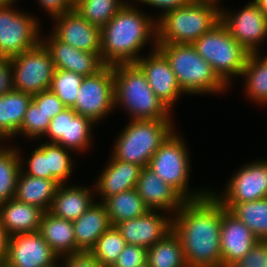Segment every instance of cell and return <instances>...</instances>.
<instances>
[{
	"label": "cell",
	"mask_w": 267,
	"mask_h": 267,
	"mask_svg": "<svg viewBox=\"0 0 267 267\" xmlns=\"http://www.w3.org/2000/svg\"><path fill=\"white\" fill-rule=\"evenodd\" d=\"M172 230L180 239L188 267H221L222 205L209 191L186 200L173 214Z\"/></svg>",
	"instance_id": "6da1fadb"
},
{
	"label": "cell",
	"mask_w": 267,
	"mask_h": 267,
	"mask_svg": "<svg viewBox=\"0 0 267 267\" xmlns=\"http://www.w3.org/2000/svg\"><path fill=\"white\" fill-rule=\"evenodd\" d=\"M140 12L126 3L101 29L100 56L105 65L136 63L149 38L157 44V21Z\"/></svg>",
	"instance_id": "7a4b0ae2"
},
{
	"label": "cell",
	"mask_w": 267,
	"mask_h": 267,
	"mask_svg": "<svg viewBox=\"0 0 267 267\" xmlns=\"http://www.w3.org/2000/svg\"><path fill=\"white\" fill-rule=\"evenodd\" d=\"M218 0H193L157 20V43L193 44L221 20Z\"/></svg>",
	"instance_id": "3957f363"
},
{
	"label": "cell",
	"mask_w": 267,
	"mask_h": 267,
	"mask_svg": "<svg viewBox=\"0 0 267 267\" xmlns=\"http://www.w3.org/2000/svg\"><path fill=\"white\" fill-rule=\"evenodd\" d=\"M115 106H124L131 120L170 119L171 110L150 87L136 63L113 66Z\"/></svg>",
	"instance_id": "277c9868"
},
{
	"label": "cell",
	"mask_w": 267,
	"mask_h": 267,
	"mask_svg": "<svg viewBox=\"0 0 267 267\" xmlns=\"http://www.w3.org/2000/svg\"><path fill=\"white\" fill-rule=\"evenodd\" d=\"M157 48L168 59L184 94L222 93L228 87L192 44L157 43Z\"/></svg>",
	"instance_id": "5b68a950"
},
{
	"label": "cell",
	"mask_w": 267,
	"mask_h": 267,
	"mask_svg": "<svg viewBox=\"0 0 267 267\" xmlns=\"http://www.w3.org/2000/svg\"><path fill=\"white\" fill-rule=\"evenodd\" d=\"M172 119L131 120L114 144L112 156L123 162L148 167L150 159L175 131Z\"/></svg>",
	"instance_id": "8992f818"
},
{
	"label": "cell",
	"mask_w": 267,
	"mask_h": 267,
	"mask_svg": "<svg viewBox=\"0 0 267 267\" xmlns=\"http://www.w3.org/2000/svg\"><path fill=\"white\" fill-rule=\"evenodd\" d=\"M192 45L227 86L232 76H241L250 54L221 20Z\"/></svg>",
	"instance_id": "52a82bcc"
},
{
	"label": "cell",
	"mask_w": 267,
	"mask_h": 267,
	"mask_svg": "<svg viewBox=\"0 0 267 267\" xmlns=\"http://www.w3.org/2000/svg\"><path fill=\"white\" fill-rule=\"evenodd\" d=\"M172 132L150 159L148 168L174 188L185 200L204 197L209 191H191L189 187L190 159L184 140Z\"/></svg>",
	"instance_id": "ba28073f"
},
{
	"label": "cell",
	"mask_w": 267,
	"mask_h": 267,
	"mask_svg": "<svg viewBox=\"0 0 267 267\" xmlns=\"http://www.w3.org/2000/svg\"><path fill=\"white\" fill-rule=\"evenodd\" d=\"M10 60L14 90L34 95L50 89L55 67L41 41Z\"/></svg>",
	"instance_id": "9c48e42d"
},
{
	"label": "cell",
	"mask_w": 267,
	"mask_h": 267,
	"mask_svg": "<svg viewBox=\"0 0 267 267\" xmlns=\"http://www.w3.org/2000/svg\"><path fill=\"white\" fill-rule=\"evenodd\" d=\"M114 107L116 108L113 66L105 65L95 74L83 78L75 104L71 108L97 123Z\"/></svg>",
	"instance_id": "30bf717a"
},
{
	"label": "cell",
	"mask_w": 267,
	"mask_h": 267,
	"mask_svg": "<svg viewBox=\"0 0 267 267\" xmlns=\"http://www.w3.org/2000/svg\"><path fill=\"white\" fill-rule=\"evenodd\" d=\"M15 1L0 7V57L12 58L41 41L37 18L11 8Z\"/></svg>",
	"instance_id": "8fae6325"
},
{
	"label": "cell",
	"mask_w": 267,
	"mask_h": 267,
	"mask_svg": "<svg viewBox=\"0 0 267 267\" xmlns=\"http://www.w3.org/2000/svg\"><path fill=\"white\" fill-rule=\"evenodd\" d=\"M225 193V195H224ZM222 195L213 191L220 203H244L267 197V161L246 164L230 179Z\"/></svg>",
	"instance_id": "7c38bea8"
},
{
	"label": "cell",
	"mask_w": 267,
	"mask_h": 267,
	"mask_svg": "<svg viewBox=\"0 0 267 267\" xmlns=\"http://www.w3.org/2000/svg\"><path fill=\"white\" fill-rule=\"evenodd\" d=\"M222 9L221 21L235 41L249 53H259L258 46L267 37V17L259 7L251 1L233 15Z\"/></svg>",
	"instance_id": "4fadbf2b"
},
{
	"label": "cell",
	"mask_w": 267,
	"mask_h": 267,
	"mask_svg": "<svg viewBox=\"0 0 267 267\" xmlns=\"http://www.w3.org/2000/svg\"><path fill=\"white\" fill-rule=\"evenodd\" d=\"M95 123L88 117L77 114L72 108L66 107L50 121L45 137L48 143H55L70 151L84 152L91 140V126Z\"/></svg>",
	"instance_id": "5bb4252c"
},
{
	"label": "cell",
	"mask_w": 267,
	"mask_h": 267,
	"mask_svg": "<svg viewBox=\"0 0 267 267\" xmlns=\"http://www.w3.org/2000/svg\"><path fill=\"white\" fill-rule=\"evenodd\" d=\"M59 256L39 231L10 236L4 267H51Z\"/></svg>",
	"instance_id": "9a60e30c"
},
{
	"label": "cell",
	"mask_w": 267,
	"mask_h": 267,
	"mask_svg": "<svg viewBox=\"0 0 267 267\" xmlns=\"http://www.w3.org/2000/svg\"><path fill=\"white\" fill-rule=\"evenodd\" d=\"M150 55V56H149ZM148 57H141L136 64L145 73L147 81L156 96L171 110L184 92L166 56L154 44Z\"/></svg>",
	"instance_id": "2e32d148"
},
{
	"label": "cell",
	"mask_w": 267,
	"mask_h": 267,
	"mask_svg": "<svg viewBox=\"0 0 267 267\" xmlns=\"http://www.w3.org/2000/svg\"><path fill=\"white\" fill-rule=\"evenodd\" d=\"M53 35L74 48L91 53H100L101 29L90 24L74 8L54 18Z\"/></svg>",
	"instance_id": "e0dca14e"
},
{
	"label": "cell",
	"mask_w": 267,
	"mask_h": 267,
	"mask_svg": "<svg viewBox=\"0 0 267 267\" xmlns=\"http://www.w3.org/2000/svg\"><path fill=\"white\" fill-rule=\"evenodd\" d=\"M172 224L173 217L148 210L144 215L118 223L115 227L127 244L148 249L172 231Z\"/></svg>",
	"instance_id": "ac0fdd59"
},
{
	"label": "cell",
	"mask_w": 267,
	"mask_h": 267,
	"mask_svg": "<svg viewBox=\"0 0 267 267\" xmlns=\"http://www.w3.org/2000/svg\"><path fill=\"white\" fill-rule=\"evenodd\" d=\"M259 241L250 229L222 206L221 267H231Z\"/></svg>",
	"instance_id": "d6986e66"
},
{
	"label": "cell",
	"mask_w": 267,
	"mask_h": 267,
	"mask_svg": "<svg viewBox=\"0 0 267 267\" xmlns=\"http://www.w3.org/2000/svg\"><path fill=\"white\" fill-rule=\"evenodd\" d=\"M41 42L50 53L55 69L77 73L83 77L100 71L105 63L100 53H91L78 50L71 45L58 40L53 34Z\"/></svg>",
	"instance_id": "ffe728a7"
},
{
	"label": "cell",
	"mask_w": 267,
	"mask_h": 267,
	"mask_svg": "<svg viewBox=\"0 0 267 267\" xmlns=\"http://www.w3.org/2000/svg\"><path fill=\"white\" fill-rule=\"evenodd\" d=\"M136 190L149 210L176 213L186 201L174 188L160 179L148 167H143Z\"/></svg>",
	"instance_id": "44dd1931"
},
{
	"label": "cell",
	"mask_w": 267,
	"mask_h": 267,
	"mask_svg": "<svg viewBox=\"0 0 267 267\" xmlns=\"http://www.w3.org/2000/svg\"><path fill=\"white\" fill-rule=\"evenodd\" d=\"M111 226L106 207L102 202L95 201L80 218L73 221L75 254L90 252L98 238Z\"/></svg>",
	"instance_id": "7402d4cb"
},
{
	"label": "cell",
	"mask_w": 267,
	"mask_h": 267,
	"mask_svg": "<svg viewBox=\"0 0 267 267\" xmlns=\"http://www.w3.org/2000/svg\"><path fill=\"white\" fill-rule=\"evenodd\" d=\"M96 182V192L103 202L106 198L136 188L142 167L120 161L113 156Z\"/></svg>",
	"instance_id": "603a6c76"
},
{
	"label": "cell",
	"mask_w": 267,
	"mask_h": 267,
	"mask_svg": "<svg viewBox=\"0 0 267 267\" xmlns=\"http://www.w3.org/2000/svg\"><path fill=\"white\" fill-rule=\"evenodd\" d=\"M93 192L81 186L60 184L48 210L52 215L75 221L80 218L95 202Z\"/></svg>",
	"instance_id": "cb8c5ba5"
},
{
	"label": "cell",
	"mask_w": 267,
	"mask_h": 267,
	"mask_svg": "<svg viewBox=\"0 0 267 267\" xmlns=\"http://www.w3.org/2000/svg\"><path fill=\"white\" fill-rule=\"evenodd\" d=\"M42 214L40 208L15 198L0 203V222L9 236L39 231Z\"/></svg>",
	"instance_id": "d4e9b609"
},
{
	"label": "cell",
	"mask_w": 267,
	"mask_h": 267,
	"mask_svg": "<svg viewBox=\"0 0 267 267\" xmlns=\"http://www.w3.org/2000/svg\"><path fill=\"white\" fill-rule=\"evenodd\" d=\"M23 169L22 167L18 176L14 198L17 201L36 206L43 212L48 211L60 184L56 180L27 175Z\"/></svg>",
	"instance_id": "484cf974"
},
{
	"label": "cell",
	"mask_w": 267,
	"mask_h": 267,
	"mask_svg": "<svg viewBox=\"0 0 267 267\" xmlns=\"http://www.w3.org/2000/svg\"><path fill=\"white\" fill-rule=\"evenodd\" d=\"M39 232L59 258L75 254L73 221L56 217L46 211L42 214Z\"/></svg>",
	"instance_id": "4316f807"
},
{
	"label": "cell",
	"mask_w": 267,
	"mask_h": 267,
	"mask_svg": "<svg viewBox=\"0 0 267 267\" xmlns=\"http://www.w3.org/2000/svg\"><path fill=\"white\" fill-rule=\"evenodd\" d=\"M31 100V94L17 90L0 95V141L18 133Z\"/></svg>",
	"instance_id": "83f0119b"
},
{
	"label": "cell",
	"mask_w": 267,
	"mask_h": 267,
	"mask_svg": "<svg viewBox=\"0 0 267 267\" xmlns=\"http://www.w3.org/2000/svg\"><path fill=\"white\" fill-rule=\"evenodd\" d=\"M241 220L258 240L267 241V197L244 203H221Z\"/></svg>",
	"instance_id": "f1b7e54d"
},
{
	"label": "cell",
	"mask_w": 267,
	"mask_h": 267,
	"mask_svg": "<svg viewBox=\"0 0 267 267\" xmlns=\"http://www.w3.org/2000/svg\"><path fill=\"white\" fill-rule=\"evenodd\" d=\"M102 203L106 207L112 226L138 218L149 210L136 188L110 196Z\"/></svg>",
	"instance_id": "f546056e"
},
{
	"label": "cell",
	"mask_w": 267,
	"mask_h": 267,
	"mask_svg": "<svg viewBox=\"0 0 267 267\" xmlns=\"http://www.w3.org/2000/svg\"><path fill=\"white\" fill-rule=\"evenodd\" d=\"M147 267H188L180 239L173 230L147 249Z\"/></svg>",
	"instance_id": "4dcf8cb0"
},
{
	"label": "cell",
	"mask_w": 267,
	"mask_h": 267,
	"mask_svg": "<svg viewBox=\"0 0 267 267\" xmlns=\"http://www.w3.org/2000/svg\"><path fill=\"white\" fill-rule=\"evenodd\" d=\"M245 90L251 100L267 105V58L260 53H250L242 71Z\"/></svg>",
	"instance_id": "1f68e13d"
},
{
	"label": "cell",
	"mask_w": 267,
	"mask_h": 267,
	"mask_svg": "<svg viewBox=\"0 0 267 267\" xmlns=\"http://www.w3.org/2000/svg\"><path fill=\"white\" fill-rule=\"evenodd\" d=\"M2 146V147H1ZM0 146V203L13 199L16 192L18 176L22 170L18 148Z\"/></svg>",
	"instance_id": "d6a6232c"
},
{
	"label": "cell",
	"mask_w": 267,
	"mask_h": 267,
	"mask_svg": "<svg viewBox=\"0 0 267 267\" xmlns=\"http://www.w3.org/2000/svg\"><path fill=\"white\" fill-rule=\"evenodd\" d=\"M127 0H75L74 9L90 24L102 29Z\"/></svg>",
	"instance_id": "836d02e7"
},
{
	"label": "cell",
	"mask_w": 267,
	"mask_h": 267,
	"mask_svg": "<svg viewBox=\"0 0 267 267\" xmlns=\"http://www.w3.org/2000/svg\"><path fill=\"white\" fill-rule=\"evenodd\" d=\"M47 158L48 179L64 184L71 176L73 161L69 149L55 143H42L37 147Z\"/></svg>",
	"instance_id": "e575fe53"
},
{
	"label": "cell",
	"mask_w": 267,
	"mask_h": 267,
	"mask_svg": "<svg viewBox=\"0 0 267 267\" xmlns=\"http://www.w3.org/2000/svg\"><path fill=\"white\" fill-rule=\"evenodd\" d=\"M126 241L115 226H111L97 240L90 251L103 267H112L126 246Z\"/></svg>",
	"instance_id": "d590c367"
},
{
	"label": "cell",
	"mask_w": 267,
	"mask_h": 267,
	"mask_svg": "<svg viewBox=\"0 0 267 267\" xmlns=\"http://www.w3.org/2000/svg\"><path fill=\"white\" fill-rule=\"evenodd\" d=\"M83 78L74 72L55 69L50 90L66 107L71 108L75 104Z\"/></svg>",
	"instance_id": "8d00e7d4"
},
{
	"label": "cell",
	"mask_w": 267,
	"mask_h": 267,
	"mask_svg": "<svg viewBox=\"0 0 267 267\" xmlns=\"http://www.w3.org/2000/svg\"><path fill=\"white\" fill-rule=\"evenodd\" d=\"M51 119L42 111L37 104L31 100L27 111L25 113L23 122L19 131V133L28 136V138H36L42 137L45 135L48 126L50 124Z\"/></svg>",
	"instance_id": "74e56055"
},
{
	"label": "cell",
	"mask_w": 267,
	"mask_h": 267,
	"mask_svg": "<svg viewBox=\"0 0 267 267\" xmlns=\"http://www.w3.org/2000/svg\"><path fill=\"white\" fill-rule=\"evenodd\" d=\"M147 266V249L132 244H126L112 267H142Z\"/></svg>",
	"instance_id": "f35d334b"
},
{
	"label": "cell",
	"mask_w": 267,
	"mask_h": 267,
	"mask_svg": "<svg viewBox=\"0 0 267 267\" xmlns=\"http://www.w3.org/2000/svg\"><path fill=\"white\" fill-rule=\"evenodd\" d=\"M32 100L50 119L66 108L62 101L50 89L32 95Z\"/></svg>",
	"instance_id": "ab89813d"
},
{
	"label": "cell",
	"mask_w": 267,
	"mask_h": 267,
	"mask_svg": "<svg viewBox=\"0 0 267 267\" xmlns=\"http://www.w3.org/2000/svg\"><path fill=\"white\" fill-rule=\"evenodd\" d=\"M231 267H267V241H257L252 249Z\"/></svg>",
	"instance_id": "60d3db41"
},
{
	"label": "cell",
	"mask_w": 267,
	"mask_h": 267,
	"mask_svg": "<svg viewBox=\"0 0 267 267\" xmlns=\"http://www.w3.org/2000/svg\"><path fill=\"white\" fill-rule=\"evenodd\" d=\"M24 163L28 165L24 172L25 174L48 179L47 158L38 148H35L33 152H31L30 159Z\"/></svg>",
	"instance_id": "b9f144b4"
},
{
	"label": "cell",
	"mask_w": 267,
	"mask_h": 267,
	"mask_svg": "<svg viewBox=\"0 0 267 267\" xmlns=\"http://www.w3.org/2000/svg\"><path fill=\"white\" fill-rule=\"evenodd\" d=\"M62 257L59 259H64L63 267H103L91 252H79Z\"/></svg>",
	"instance_id": "7bdbcfd3"
},
{
	"label": "cell",
	"mask_w": 267,
	"mask_h": 267,
	"mask_svg": "<svg viewBox=\"0 0 267 267\" xmlns=\"http://www.w3.org/2000/svg\"><path fill=\"white\" fill-rule=\"evenodd\" d=\"M14 90L10 58L0 57V95Z\"/></svg>",
	"instance_id": "ee69618b"
},
{
	"label": "cell",
	"mask_w": 267,
	"mask_h": 267,
	"mask_svg": "<svg viewBox=\"0 0 267 267\" xmlns=\"http://www.w3.org/2000/svg\"><path fill=\"white\" fill-rule=\"evenodd\" d=\"M51 17L55 18L74 8L73 0H38Z\"/></svg>",
	"instance_id": "f6af8a7d"
},
{
	"label": "cell",
	"mask_w": 267,
	"mask_h": 267,
	"mask_svg": "<svg viewBox=\"0 0 267 267\" xmlns=\"http://www.w3.org/2000/svg\"><path fill=\"white\" fill-rule=\"evenodd\" d=\"M138 2V0H136ZM140 2L163 9L161 16L170 10L190 4L193 0H139Z\"/></svg>",
	"instance_id": "bcb514c9"
},
{
	"label": "cell",
	"mask_w": 267,
	"mask_h": 267,
	"mask_svg": "<svg viewBox=\"0 0 267 267\" xmlns=\"http://www.w3.org/2000/svg\"><path fill=\"white\" fill-rule=\"evenodd\" d=\"M9 234L0 222V267H3L8 254Z\"/></svg>",
	"instance_id": "7dc6e473"
},
{
	"label": "cell",
	"mask_w": 267,
	"mask_h": 267,
	"mask_svg": "<svg viewBox=\"0 0 267 267\" xmlns=\"http://www.w3.org/2000/svg\"><path fill=\"white\" fill-rule=\"evenodd\" d=\"M263 14L267 17V0H253Z\"/></svg>",
	"instance_id": "c3c4849f"
},
{
	"label": "cell",
	"mask_w": 267,
	"mask_h": 267,
	"mask_svg": "<svg viewBox=\"0 0 267 267\" xmlns=\"http://www.w3.org/2000/svg\"><path fill=\"white\" fill-rule=\"evenodd\" d=\"M10 1H12V0H0V7L8 4Z\"/></svg>",
	"instance_id": "681fc988"
},
{
	"label": "cell",
	"mask_w": 267,
	"mask_h": 267,
	"mask_svg": "<svg viewBox=\"0 0 267 267\" xmlns=\"http://www.w3.org/2000/svg\"><path fill=\"white\" fill-rule=\"evenodd\" d=\"M59 264L57 263V265L55 264V265H52L51 267H57ZM59 267V266H58Z\"/></svg>",
	"instance_id": "f907efd6"
}]
</instances>
